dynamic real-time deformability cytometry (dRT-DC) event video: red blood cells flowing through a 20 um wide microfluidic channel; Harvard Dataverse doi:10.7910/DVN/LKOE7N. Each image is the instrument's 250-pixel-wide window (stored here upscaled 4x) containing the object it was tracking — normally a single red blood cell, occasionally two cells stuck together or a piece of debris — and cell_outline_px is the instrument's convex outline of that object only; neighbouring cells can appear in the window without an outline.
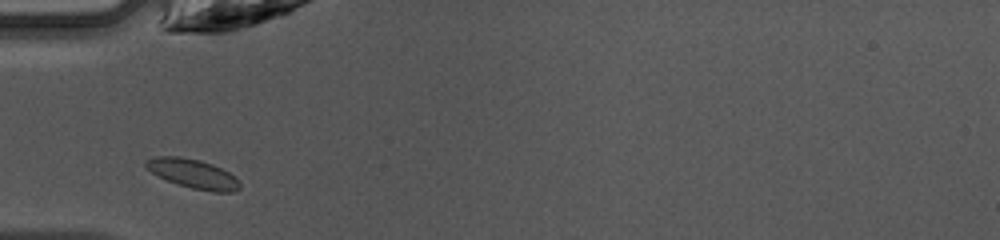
{"species": "common noctule bat (a hibernating species)", "species_latin": "Nyctalus noctula", "temperature_condition": "warm", "stored_images_in_passage": 28, "camera_frame_rate_fps": 3000, "um_per_image_px": 0.085, "animal": {"sex": "female", "body_mass_g": 10.0, "forearm_length_mm": 53.1}, "frame": {"image": 1, "passage_image": 2, "time_ms": 0.333, "image_size_px": [1000, 240], "cell_outline_px": [[240, 188], [232, 192], [212, 192], [192, 188], [168, 180], [152, 172], [144, 164], [144, 160], [156, 156], [180, 156], [200, 160], [212, 164], [228, 172], [240, 184]], "centroid_in_image_um": [16.39, 14.75], "position_along_channel_um": 68.6, "area_um2": 15.66}}
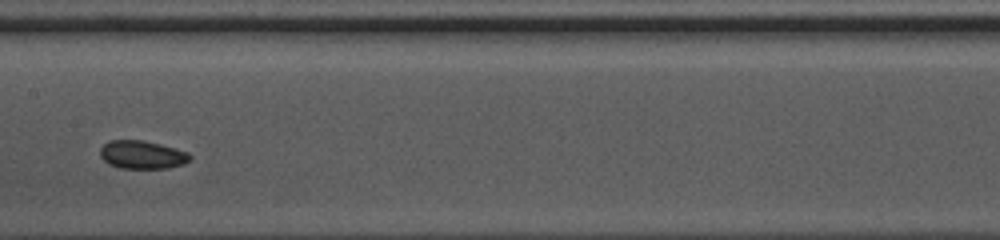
{"frame": {"image": 2, "passage_image": 11, "time_ms": 3.333, "image_size_px": [1000, 240], "cell_outline_px": [[192, 160], [184, 164], [168, 168], [120, 168], [108, 164], [100, 156], [100, 148], [108, 140], [144, 140], [160, 144], [188, 152], [192, 156]], "centroid_in_image_um": [12.09, 13.15], "position_along_channel_um": 195.3, "area_um2": 14.91}}
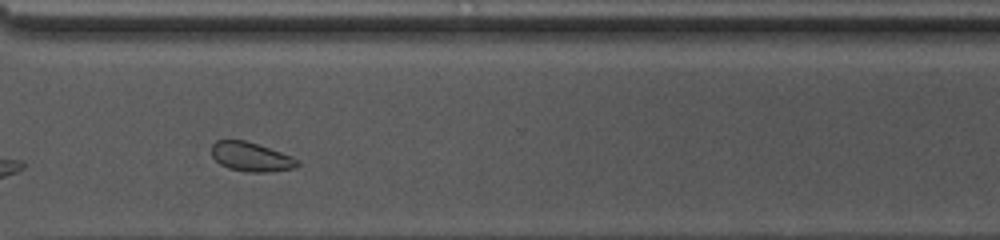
{"frame": {"image": 3, "passage_image": 22, "time_ms": 7.0, "image_size_px": [1000, 240], "cell_outline_px": [[300, 164], [296, 168], [268, 172], [244, 172], [228, 168], [220, 164], [212, 156], [212, 144], [216, 140], [244, 140], [292, 156], [300, 160]], "centroid_in_image_um": [21.35, 13.35], "position_along_channel_um": 349.2, "area_um2": 14.62}, "authors_computed_cell_mechanics": {"area_um2": 14.9124, "velocity_mm_per_s": 4.2125, "shape_relaxation_time_tau1_ms": null, "shape_relaxation_time_tau2_ms": 4.7658, "deformation_change_tau1": null, "deformation_change_tau2": 0.0939}}